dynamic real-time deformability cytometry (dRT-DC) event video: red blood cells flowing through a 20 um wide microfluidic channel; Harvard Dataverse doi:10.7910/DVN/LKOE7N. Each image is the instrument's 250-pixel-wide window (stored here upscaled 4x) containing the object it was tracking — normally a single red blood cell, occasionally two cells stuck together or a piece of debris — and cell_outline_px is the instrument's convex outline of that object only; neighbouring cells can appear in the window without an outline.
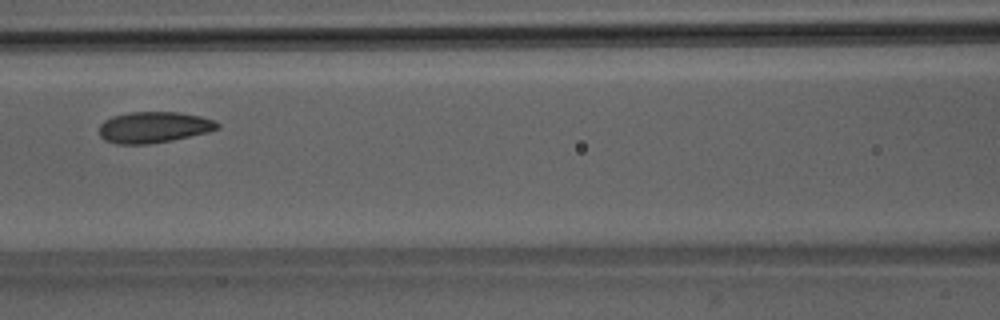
{"species": "Egyptian fruit bat (a non-hibernating species)", "species_latin": "Rousettus aegyptiacus", "temperature_condition": "room temperature", "stored_images_in_passage": 4, "camera_frame_rate_fps": 3000, "um_per_image_px": 0.085, "animal": {"sex": "male"}, "frame": {"image": 1, "passage_image": 4, "time_ms": 3.333, "image_size_px": [1000, 320], "cell_outline_px": [[220, 128], [208, 132], [172, 140], [148, 144], [116, 144], [104, 140], [100, 136], [100, 124], [104, 120], [112, 116], [128, 112], [180, 112], [200, 116], [216, 120], [220, 124]], "centroid_in_image_um": [13.08, 10.81], "position_along_channel_um": 153.5, "area_um2": 21.62}}